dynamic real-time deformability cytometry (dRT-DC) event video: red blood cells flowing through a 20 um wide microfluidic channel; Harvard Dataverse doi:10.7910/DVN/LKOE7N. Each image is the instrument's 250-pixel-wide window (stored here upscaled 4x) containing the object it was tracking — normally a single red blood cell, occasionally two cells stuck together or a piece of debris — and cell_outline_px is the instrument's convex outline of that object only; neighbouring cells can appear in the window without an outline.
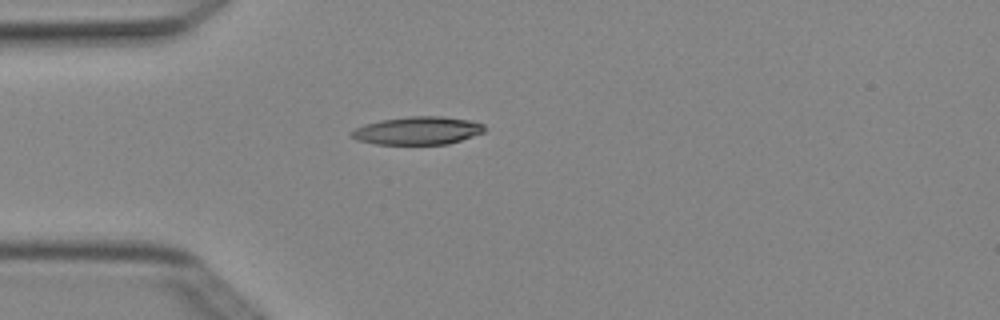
{"species": "Egyptian fruit bat (a non-hibernating species)", "species_latin": "Rousettus aegyptiacus", "temperature_condition": "cold", "stored_images_in_passage": 2, "camera_frame_rate_fps": 3000, "um_per_image_px": 0.085, "animal": {"sex": "female"}, "frame": {"image": 1, "passage_image": 2, "time_ms": 0.333, "image_size_px": [1000, 320], "cell_outline_px": [[484, 132], [448, 144], [376, 144], [356, 140], [348, 136], [348, 132], [364, 124], [380, 120], [408, 116], [444, 116], [472, 120], [484, 124]], "centroid_in_image_um": [35.46, 11.09], "position_along_channel_um": 49.5, "area_um2": 21.91}}